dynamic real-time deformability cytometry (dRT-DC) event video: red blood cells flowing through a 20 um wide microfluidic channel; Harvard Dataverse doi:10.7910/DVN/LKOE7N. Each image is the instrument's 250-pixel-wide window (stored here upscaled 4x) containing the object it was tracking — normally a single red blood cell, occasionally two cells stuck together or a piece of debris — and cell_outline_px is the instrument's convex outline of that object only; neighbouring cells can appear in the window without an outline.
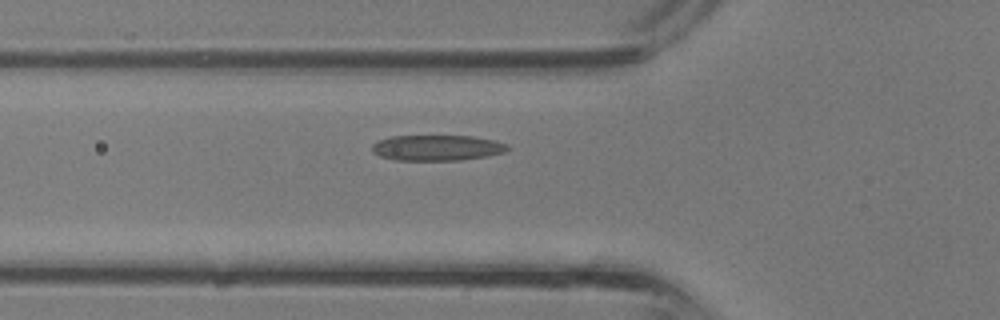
{"species": "common noctule bat (a hibernating species)", "species_latin": "Nyctalus noctula", "temperature_condition": "room temperature", "stored_images_in_passage": 24, "camera_frame_rate_fps": 3000, "um_per_image_px": 0.085, "animal": {"sex": "male", "body_mass_g": 13.3}, "frame": {"image": 1, "passage_image": 3, "time_ms": 0.667, "image_size_px": [1000, 320], "cell_outline_px": [[512, 148], [504, 152], [484, 156], [460, 160], [396, 160], [380, 156], [372, 152], [372, 144], [380, 140], [392, 136], [472, 136], [492, 140], [508, 144]], "centroid_in_image_um": [37.15, 12.56], "position_along_channel_um": 88.7, "area_um2": 20.11}}
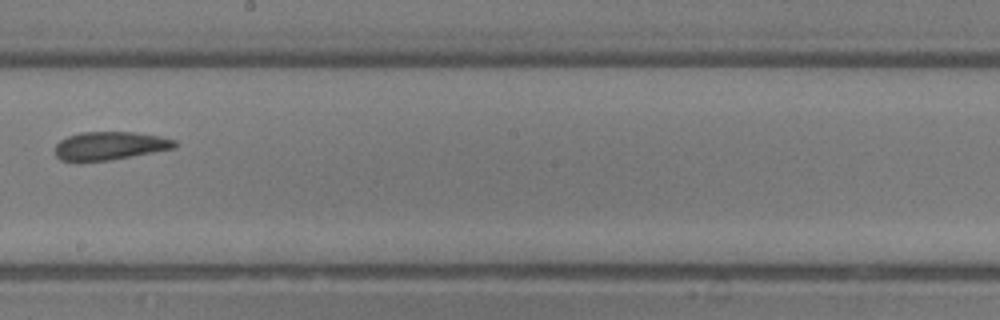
{"frame": {"image": 2, "passage_image": 11, "time_ms": 3.333, "image_size_px": [1000, 320], "cell_outline_px": [[180, 144], [176, 148], [132, 156], [108, 160], [60, 160], [56, 156], [56, 144], [60, 140], [68, 136], [80, 132], [132, 132], [160, 136], [176, 140]], "centroid_in_image_um": [9.4, 12.37], "position_along_channel_um": 238.8, "area_um2": 19.54}}
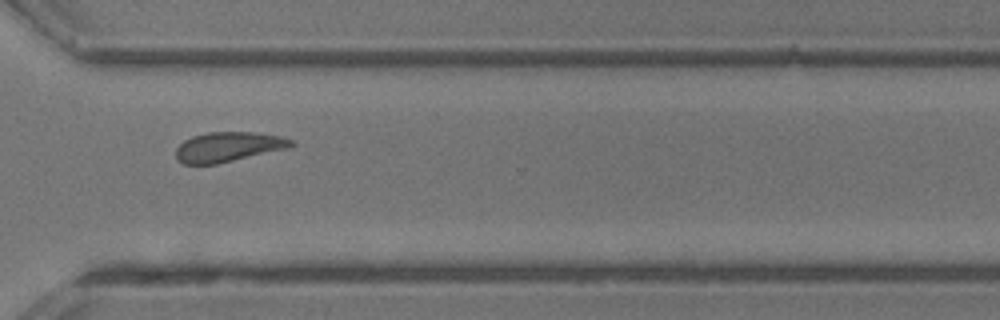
{"frame": {"image": 3, "passage_image": 17, "time_ms": 5.333, "image_size_px": [1000, 320], "cell_outline_px": [[296, 144], [288, 148], [216, 164], [184, 164], [176, 160], [176, 148], [184, 140], [192, 136], [208, 132], [252, 132], [280, 136], [292, 140]], "centroid_in_image_um": [19.38, 12.48], "position_along_channel_um": 351.2, "area_um2": 19.94}}